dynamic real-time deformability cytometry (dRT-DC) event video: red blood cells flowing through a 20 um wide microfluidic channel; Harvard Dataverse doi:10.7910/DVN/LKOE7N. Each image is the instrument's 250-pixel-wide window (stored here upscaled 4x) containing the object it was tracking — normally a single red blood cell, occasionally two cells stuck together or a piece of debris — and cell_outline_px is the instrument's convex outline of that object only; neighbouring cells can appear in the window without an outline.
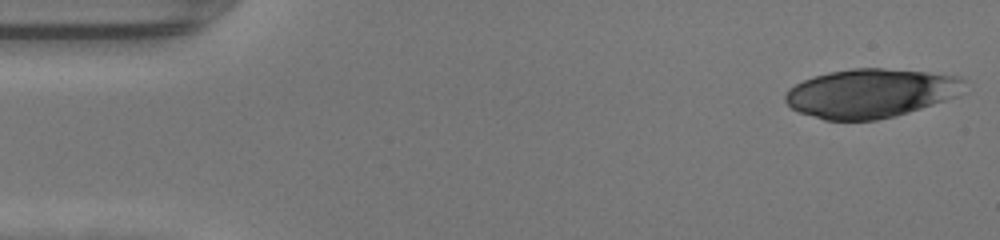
{"species": "human", "species_latin": "Homo sapiens", "temperature_condition": "warm", "stored_images_in_passage": 46, "camera_frame_rate_fps": 3000, "um_per_image_px": 0.085, "donor": {"sex": "female"}, "frame": {"image": 1, "passage_image": 1, "time_ms": 0.0, "image_size_px": [1000, 240], "cell_outline_px": [[964, 80], [960, 96], [896, 116], [876, 120], [824, 120], [800, 112], [792, 108], [784, 100], [784, 92], [788, 88], [804, 80], [828, 72], [852, 68], [880, 68], [928, 72], [960, 76]], "centroid_in_image_um": [74.01, 7.92], "position_along_channel_um": 11.0, "area_um2": 51.15}}
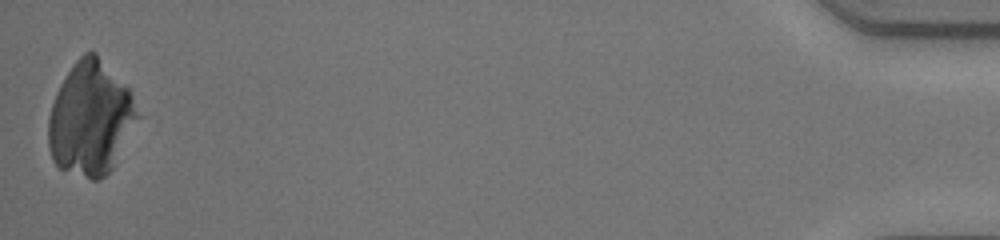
{"frame": {"image": 2, "passage_image": 46, "time_ms": 15.0, "image_size_px": [1000, 240], "cell_outline_px": [[140, 116], [112, 168], [100, 180], [92, 180], [60, 168], [52, 160], [48, 148], [48, 116], [56, 92], [60, 84], [72, 64], [84, 52], [96, 52], [128, 88], [132, 96]], "centroid_in_image_um": [7.67, 10.07], "position_along_channel_um": 427.5, "area_um2": 58.9}}